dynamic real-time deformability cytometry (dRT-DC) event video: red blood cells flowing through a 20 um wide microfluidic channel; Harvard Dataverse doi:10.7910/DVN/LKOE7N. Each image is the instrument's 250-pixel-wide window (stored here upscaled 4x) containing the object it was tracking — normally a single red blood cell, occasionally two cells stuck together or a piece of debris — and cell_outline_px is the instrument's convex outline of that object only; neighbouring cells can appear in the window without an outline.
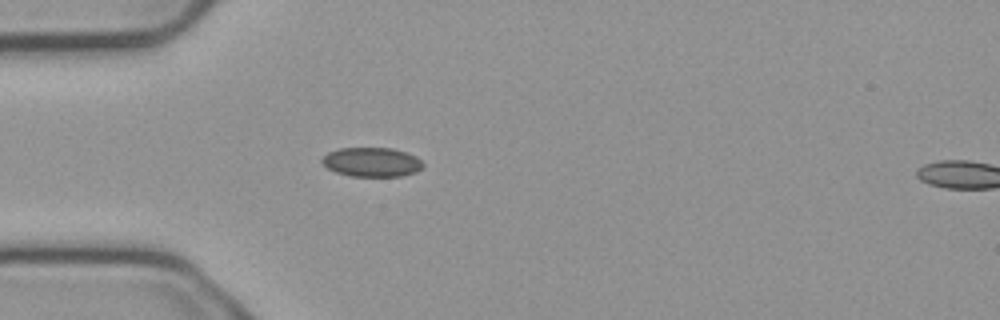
{"species": "common noctule bat (a hibernating species)", "species_latin": "Nyctalus noctula", "temperature_condition": "cold", "stored_images_in_passage": 5, "segment_of_instrument_passage": [1, 2], "camera_frame_rate_fps": 3000, "um_per_image_px": 0.085, "animal": {"sex": "male", "body_mass_g": 23.1, "forearm_length_mm": 52.7}, "frame": {"image": 1, "passage_image": 4, "time_ms": 1.0, "image_size_px": [1000, 320], "cell_outline_px": [[424, 164], [416, 172], [400, 176], [348, 176], [336, 172], [328, 168], [320, 160], [328, 152], [340, 148], [392, 148], [416, 156]], "centroid_in_image_um": [31.58, 13.78], "position_along_channel_um": 53.4, "area_um2": 17.11}}